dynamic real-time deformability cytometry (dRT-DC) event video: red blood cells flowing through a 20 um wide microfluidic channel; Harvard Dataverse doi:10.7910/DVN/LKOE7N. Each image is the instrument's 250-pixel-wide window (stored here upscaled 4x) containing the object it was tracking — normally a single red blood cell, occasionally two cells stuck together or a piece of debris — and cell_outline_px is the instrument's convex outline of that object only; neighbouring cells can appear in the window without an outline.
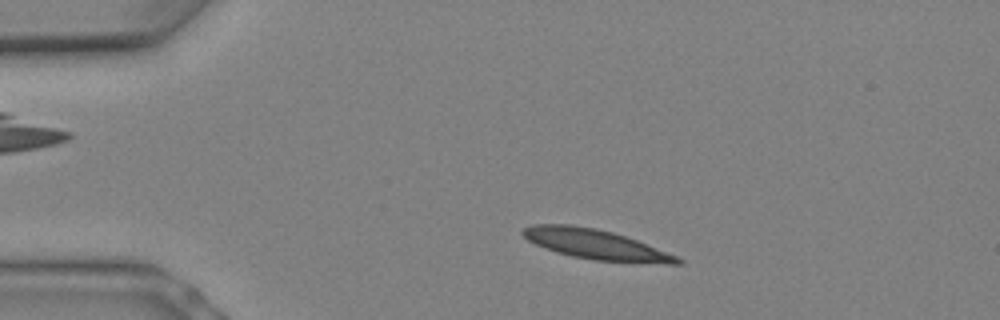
{"species": "Egyptian fruit bat (a non-hibernating species)", "species_latin": "Rousettus aegyptiacus", "temperature_condition": "warm", "stored_images_in_passage": 4, "camera_frame_rate_fps": 3000, "um_per_image_px": 0.085, "animal": {"sex": "female"}, "frame": {"image": 1, "passage_image": 2, "time_ms": 0.333, "image_size_px": [1000, 320], "cell_outline_px": [[684, 260], [680, 264], [668, 264], [592, 260], [572, 256], [556, 252], [544, 248], [528, 240], [520, 232], [524, 228], [532, 224], [568, 224], [596, 228], [612, 232], [636, 240], [676, 256]], "centroid_in_image_um": [50.6, 20.77], "position_along_channel_um": 34.4, "area_um2": 26.7}}